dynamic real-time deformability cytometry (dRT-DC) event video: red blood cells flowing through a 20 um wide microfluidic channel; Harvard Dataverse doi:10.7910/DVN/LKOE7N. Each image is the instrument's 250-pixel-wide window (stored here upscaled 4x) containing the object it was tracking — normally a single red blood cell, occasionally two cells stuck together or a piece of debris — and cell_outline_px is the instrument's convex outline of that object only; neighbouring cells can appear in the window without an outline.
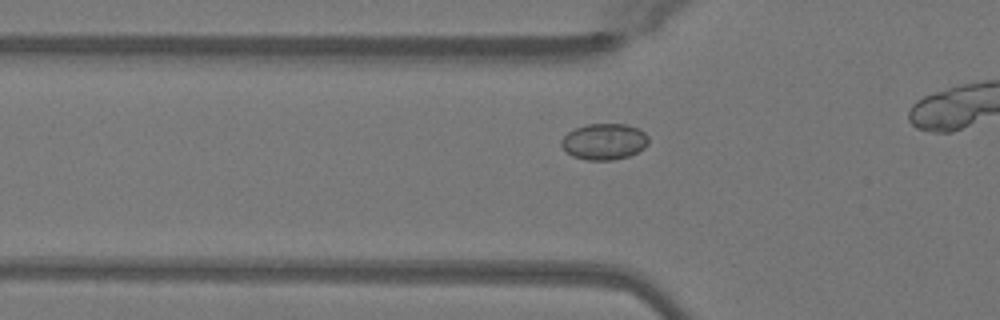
{"species": "Egyptian fruit bat (a non-hibernating species)", "species_latin": "Rousettus aegyptiacus", "temperature_condition": "warm", "stored_images_in_passage": 13, "camera_frame_rate_fps": 3000, "um_per_image_px": 0.085, "animal": {"sex": "female"}, "frame": {"image": 1, "passage_image": 8, "time_ms": 2.333, "image_size_px": [1000, 320], "cell_outline_px": [[648, 144], [644, 148], [628, 156], [612, 160], [588, 160], [572, 156], [560, 144], [560, 140], [568, 132], [576, 128], [588, 124], [628, 124], [640, 128], [648, 136]], "centroid_in_image_um": [51.37, 12.02], "position_along_channel_um": 74.4, "area_um2": 18.38}}
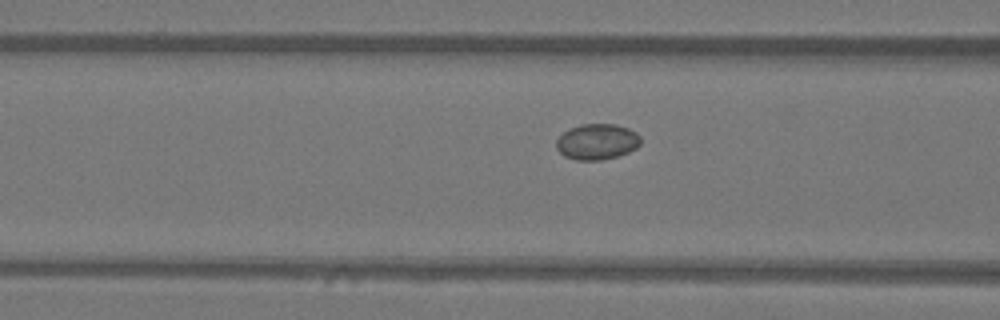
{"frame": {"image": 2, "passage_image": 11, "time_ms": 3.333, "image_size_px": [1000, 320], "cell_outline_px": [[640, 144], [636, 148], [628, 152], [616, 156], [600, 160], [576, 160], [564, 156], [556, 148], [556, 140], [564, 132], [580, 124], [616, 124], [628, 128], [636, 132], [640, 136]], "centroid_in_image_um": [50.75, 12.04], "position_along_channel_um": 115.9, "area_um2": 17.51}}